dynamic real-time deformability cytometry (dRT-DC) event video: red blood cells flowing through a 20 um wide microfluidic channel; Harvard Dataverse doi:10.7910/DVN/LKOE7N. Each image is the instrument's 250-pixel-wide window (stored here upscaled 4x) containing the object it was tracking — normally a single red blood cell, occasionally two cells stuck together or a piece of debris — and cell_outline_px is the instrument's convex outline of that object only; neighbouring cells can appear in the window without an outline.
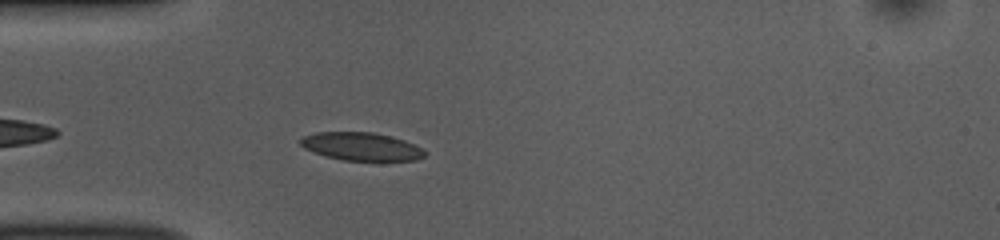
{"species": "common noctule bat (a hibernating species)", "species_latin": "Nyctalus noctula", "temperature_condition": "room temperature", "stored_images_in_passage": 41, "camera_frame_rate_fps": 3000, "um_per_image_px": 0.085, "animal": {"sex": "female", "body_mass_g": 10.0, "forearm_length_mm": 53.1}, "frame": {"image": 1, "passage_image": 4, "time_ms": 1.0, "image_size_px": [1000, 240], "cell_outline_px": [[424, 156], [416, 160], [344, 160], [324, 156], [304, 148], [300, 144], [300, 140], [304, 136], [316, 132], [372, 132], [404, 140], [420, 148], [424, 152]], "centroid_in_image_um": [30.65, 12.45], "position_along_channel_um": 54.3, "area_um2": 19.94}}
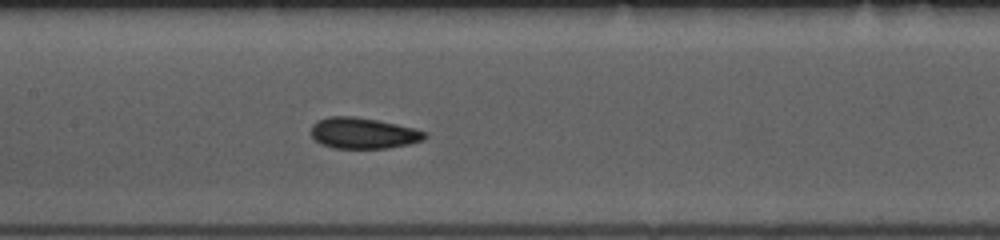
{"frame": {"image": 2, "passage_image": 14, "time_ms": 4.333, "image_size_px": [1000, 240], "cell_outline_px": [[428, 136], [424, 140], [408, 144], [388, 148], [336, 148], [320, 144], [312, 136], [312, 124], [316, 120], [328, 116], [356, 116], [396, 124], [428, 132]], "centroid_in_image_um": [30.87, 11.31], "position_along_channel_um": 176.5, "area_um2": 20.58}}
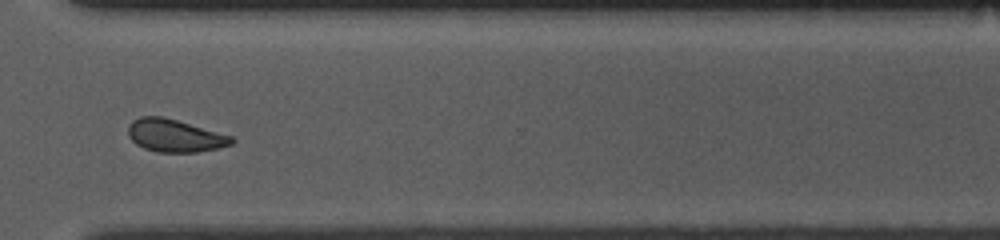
{"frame": {"image": 3, "passage_image": 28, "time_ms": 9.0, "image_size_px": [1000, 240], "cell_outline_px": [[236, 140], [232, 144], [216, 148], [196, 152], [156, 152], [144, 148], [136, 144], [128, 136], [128, 128], [132, 120], [140, 116], [164, 116], [232, 136]], "centroid_in_image_um": [14.84, 11.52], "position_along_channel_um": 355.8, "area_um2": 19.71}, "authors_computed_cell_mechanics": {"area_um2": 20.0566, "velocity_mm_per_s": 3.8419, "shape_relaxation_time_tau1_ms": 3.9418, "shape_relaxation_time_tau2_ms": 2.2918, "deformation_change_tau1": 0.1026, "deformation_change_tau2": 0.0823}}